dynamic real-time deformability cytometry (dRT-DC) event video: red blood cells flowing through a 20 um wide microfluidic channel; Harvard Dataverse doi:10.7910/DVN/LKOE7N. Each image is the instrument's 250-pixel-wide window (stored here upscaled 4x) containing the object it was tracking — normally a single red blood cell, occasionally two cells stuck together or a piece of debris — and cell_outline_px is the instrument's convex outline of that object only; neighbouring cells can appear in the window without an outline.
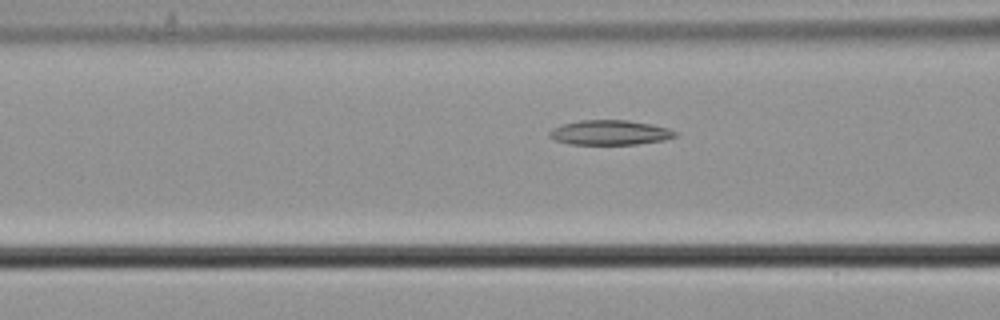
{"species": "common noctule bat (a hibernating species)", "species_latin": "Nyctalus noctula", "temperature_condition": "cold", "stored_images_in_passage": 9, "camera_frame_rate_fps": 3000, "um_per_image_px": 0.085, "animal": {"sex": "male", "body_mass_g": 21.5, "forearm_length_mm": 52.0}, "frame": {"image": 1, "passage_image": 6, "time_ms": 1.667, "image_size_px": [1000, 320], "cell_outline_px": [[680, 132], [676, 136], [664, 140], [636, 144], [568, 144], [556, 140], [548, 136], [548, 132], [552, 128], [560, 124], [580, 120], [628, 120], [652, 124], [668, 128]], "centroid_in_image_um": [51.84, 11.26], "position_along_channel_um": 114.8, "area_um2": 18.32}}